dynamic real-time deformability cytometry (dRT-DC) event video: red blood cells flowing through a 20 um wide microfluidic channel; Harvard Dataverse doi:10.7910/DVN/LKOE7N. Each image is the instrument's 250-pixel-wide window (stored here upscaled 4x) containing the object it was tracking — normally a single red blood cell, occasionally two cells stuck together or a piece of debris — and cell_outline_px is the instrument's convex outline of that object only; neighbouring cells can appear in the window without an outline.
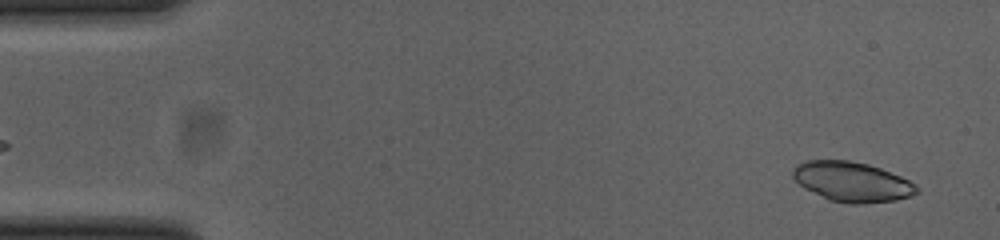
{"species": "common noctule bat (a hibernating species)", "species_latin": "Nyctalus noctula", "temperature_condition": "cold", "stored_images_in_passage": 51, "camera_frame_rate_fps": 3000, "um_per_image_px": 0.085, "animal": {"sex": "female", "body_mass_g": 23.0, "forearm_length_mm": 53.4}, "frame": {"image": 1, "passage_image": 2, "time_ms": 0.333, "image_size_px": [1000, 240], "cell_outline_px": [[920, 192], [912, 196], [896, 200], [860, 204], [848, 204], [828, 200], [804, 188], [792, 176], [792, 168], [796, 164], [808, 160], [848, 160], [868, 164], [880, 168], [900, 176], [916, 184], [920, 188]], "centroid_in_image_um": [72.43, 15.46], "position_along_channel_um": 12.6, "area_um2": 29.02}}